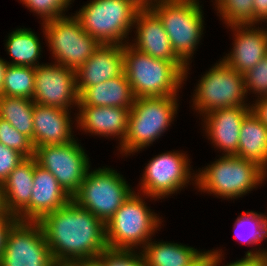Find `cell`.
<instances>
[{"label": "cell", "instance_id": "1", "mask_svg": "<svg viewBox=\"0 0 267 266\" xmlns=\"http://www.w3.org/2000/svg\"><path fill=\"white\" fill-rule=\"evenodd\" d=\"M38 223L54 262L95 258L107 248L105 224L72 199Z\"/></svg>", "mask_w": 267, "mask_h": 266}, {"label": "cell", "instance_id": "2", "mask_svg": "<svg viewBox=\"0 0 267 266\" xmlns=\"http://www.w3.org/2000/svg\"><path fill=\"white\" fill-rule=\"evenodd\" d=\"M123 58L124 73L135 98L178 95L185 73L174 62L153 58L129 43L124 45Z\"/></svg>", "mask_w": 267, "mask_h": 266}, {"label": "cell", "instance_id": "3", "mask_svg": "<svg viewBox=\"0 0 267 266\" xmlns=\"http://www.w3.org/2000/svg\"><path fill=\"white\" fill-rule=\"evenodd\" d=\"M199 170L194 180L199 191L227 200L248 194L267 178V172L257 163L234 155L220 156Z\"/></svg>", "mask_w": 267, "mask_h": 266}, {"label": "cell", "instance_id": "4", "mask_svg": "<svg viewBox=\"0 0 267 266\" xmlns=\"http://www.w3.org/2000/svg\"><path fill=\"white\" fill-rule=\"evenodd\" d=\"M149 8L161 20L172 50L187 66L186 81L190 60L204 34L203 7L199 0H159Z\"/></svg>", "mask_w": 267, "mask_h": 266}, {"label": "cell", "instance_id": "5", "mask_svg": "<svg viewBox=\"0 0 267 266\" xmlns=\"http://www.w3.org/2000/svg\"><path fill=\"white\" fill-rule=\"evenodd\" d=\"M177 96L135 98L129 112L127 134L119 146L128 156L150 146L168 130L179 107ZM128 154V155H127Z\"/></svg>", "mask_w": 267, "mask_h": 266}, {"label": "cell", "instance_id": "6", "mask_svg": "<svg viewBox=\"0 0 267 266\" xmlns=\"http://www.w3.org/2000/svg\"><path fill=\"white\" fill-rule=\"evenodd\" d=\"M141 8L134 0H90L74 18L100 44L125 45Z\"/></svg>", "mask_w": 267, "mask_h": 266}, {"label": "cell", "instance_id": "7", "mask_svg": "<svg viewBox=\"0 0 267 266\" xmlns=\"http://www.w3.org/2000/svg\"><path fill=\"white\" fill-rule=\"evenodd\" d=\"M139 193L141 192L136 194L133 191L106 223L108 248L126 250L144 248L161 226V217L146 206L145 200Z\"/></svg>", "mask_w": 267, "mask_h": 266}, {"label": "cell", "instance_id": "8", "mask_svg": "<svg viewBox=\"0 0 267 266\" xmlns=\"http://www.w3.org/2000/svg\"><path fill=\"white\" fill-rule=\"evenodd\" d=\"M129 185L115 169L103 167L90 171L89 168L72 200L106 225L134 191Z\"/></svg>", "mask_w": 267, "mask_h": 266}, {"label": "cell", "instance_id": "9", "mask_svg": "<svg viewBox=\"0 0 267 266\" xmlns=\"http://www.w3.org/2000/svg\"><path fill=\"white\" fill-rule=\"evenodd\" d=\"M192 109L201 116L227 107H250L246 103L244 74L230 68L223 60L215 63L198 81Z\"/></svg>", "mask_w": 267, "mask_h": 266}, {"label": "cell", "instance_id": "10", "mask_svg": "<svg viewBox=\"0 0 267 266\" xmlns=\"http://www.w3.org/2000/svg\"><path fill=\"white\" fill-rule=\"evenodd\" d=\"M43 34L54 63L77 70L101 45L89 35L74 16H64L42 23Z\"/></svg>", "mask_w": 267, "mask_h": 266}, {"label": "cell", "instance_id": "11", "mask_svg": "<svg viewBox=\"0 0 267 266\" xmlns=\"http://www.w3.org/2000/svg\"><path fill=\"white\" fill-rule=\"evenodd\" d=\"M190 170V159L183 152L173 150L156 155L145 166L139 190L143 197L156 198L155 200L169 197L187 187L190 180L193 184L196 183L193 181L196 174Z\"/></svg>", "mask_w": 267, "mask_h": 266}, {"label": "cell", "instance_id": "12", "mask_svg": "<svg viewBox=\"0 0 267 266\" xmlns=\"http://www.w3.org/2000/svg\"><path fill=\"white\" fill-rule=\"evenodd\" d=\"M33 157L37 165L53 174L71 198L79 191L91 163L77 139L63 145L34 147Z\"/></svg>", "mask_w": 267, "mask_h": 266}, {"label": "cell", "instance_id": "13", "mask_svg": "<svg viewBox=\"0 0 267 266\" xmlns=\"http://www.w3.org/2000/svg\"><path fill=\"white\" fill-rule=\"evenodd\" d=\"M54 263L39 223L17 220L7 233L0 266H53Z\"/></svg>", "mask_w": 267, "mask_h": 266}, {"label": "cell", "instance_id": "14", "mask_svg": "<svg viewBox=\"0 0 267 266\" xmlns=\"http://www.w3.org/2000/svg\"><path fill=\"white\" fill-rule=\"evenodd\" d=\"M33 102L71 110L79 103L75 70L57 63L35 67Z\"/></svg>", "mask_w": 267, "mask_h": 266}, {"label": "cell", "instance_id": "15", "mask_svg": "<svg viewBox=\"0 0 267 266\" xmlns=\"http://www.w3.org/2000/svg\"><path fill=\"white\" fill-rule=\"evenodd\" d=\"M134 43H129L140 52L156 59L174 62L184 73L186 65L172 50L169 37L159 17L149 8H141L136 15Z\"/></svg>", "mask_w": 267, "mask_h": 266}, {"label": "cell", "instance_id": "16", "mask_svg": "<svg viewBox=\"0 0 267 266\" xmlns=\"http://www.w3.org/2000/svg\"><path fill=\"white\" fill-rule=\"evenodd\" d=\"M71 199L50 171L35 164L30 203L16 216L17 220L38 222Z\"/></svg>", "mask_w": 267, "mask_h": 266}, {"label": "cell", "instance_id": "17", "mask_svg": "<svg viewBox=\"0 0 267 266\" xmlns=\"http://www.w3.org/2000/svg\"><path fill=\"white\" fill-rule=\"evenodd\" d=\"M227 27L235 31V40L230 53L222 60L233 70L244 74L267 55V28H257L255 24Z\"/></svg>", "mask_w": 267, "mask_h": 266}, {"label": "cell", "instance_id": "18", "mask_svg": "<svg viewBox=\"0 0 267 266\" xmlns=\"http://www.w3.org/2000/svg\"><path fill=\"white\" fill-rule=\"evenodd\" d=\"M250 111V107L234 106L213 110L203 116V130L211 143L224 152L221 155L237 153L242 121Z\"/></svg>", "mask_w": 267, "mask_h": 266}, {"label": "cell", "instance_id": "19", "mask_svg": "<svg viewBox=\"0 0 267 266\" xmlns=\"http://www.w3.org/2000/svg\"><path fill=\"white\" fill-rule=\"evenodd\" d=\"M124 45L101 44L76 71V86L80 95L87 87L116 78L124 73Z\"/></svg>", "mask_w": 267, "mask_h": 266}, {"label": "cell", "instance_id": "20", "mask_svg": "<svg viewBox=\"0 0 267 266\" xmlns=\"http://www.w3.org/2000/svg\"><path fill=\"white\" fill-rule=\"evenodd\" d=\"M77 109L75 121L78 128L91 135L119 137V145L123 143L127 134L130 109L88 105H77Z\"/></svg>", "mask_w": 267, "mask_h": 266}, {"label": "cell", "instance_id": "21", "mask_svg": "<svg viewBox=\"0 0 267 266\" xmlns=\"http://www.w3.org/2000/svg\"><path fill=\"white\" fill-rule=\"evenodd\" d=\"M69 110L34 103V147L63 145L73 141L72 118Z\"/></svg>", "mask_w": 267, "mask_h": 266}, {"label": "cell", "instance_id": "22", "mask_svg": "<svg viewBox=\"0 0 267 266\" xmlns=\"http://www.w3.org/2000/svg\"><path fill=\"white\" fill-rule=\"evenodd\" d=\"M35 164L36 160L33 156L26 157L10 172L1 185L6 209L15 217L30 203Z\"/></svg>", "mask_w": 267, "mask_h": 266}, {"label": "cell", "instance_id": "23", "mask_svg": "<svg viewBox=\"0 0 267 266\" xmlns=\"http://www.w3.org/2000/svg\"><path fill=\"white\" fill-rule=\"evenodd\" d=\"M134 100L129 80L123 73L116 78L87 87L79 95L78 105L131 109Z\"/></svg>", "mask_w": 267, "mask_h": 266}, {"label": "cell", "instance_id": "24", "mask_svg": "<svg viewBox=\"0 0 267 266\" xmlns=\"http://www.w3.org/2000/svg\"><path fill=\"white\" fill-rule=\"evenodd\" d=\"M257 163L267 172V127L250 111L242 121L234 155Z\"/></svg>", "mask_w": 267, "mask_h": 266}, {"label": "cell", "instance_id": "25", "mask_svg": "<svg viewBox=\"0 0 267 266\" xmlns=\"http://www.w3.org/2000/svg\"><path fill=\"white\" fill-rule=\"evenodd\" d=\"M140 251L146 266H192L206 252L181 243L152 240Z\"/></svg>", "mask_w": 267, "mask_h": 266}, {"label": "cell", "instance_id": "26", "mask_svg": "<svg viewBox=\"0 0 267 266\" xmlns=\"http://www.w3.org/2000/svg\"><path fill=\"white\" fill-rule=\"evenodd\" d=\"M5 47L14 66L37 67L42 52L40 38L28 28H17L7 36Z\"/></svg>", "mask_w": 267, "mask_h": 266}, {"label": "cell", "instance_id": "27", "mask_svg": "<svg viewBox=\"0 0 267 266\" xmlns=\"http://www.w3.org/2000/svg\"><path fill=\"white\" fill-rule=\"evenodd\" d=\"M33 108L32 99L0 95V118L27 136L34 146Z\"/></svg>", "mask_w": 267, "mask_h": 266}, {"label": "cell", "instance_id": "28", "mask_svg": "<svg viewBox=\"0 0 267 266\" xmlns=\"http://www.w3.org/2000/svg\"><path fill=\"white\" fill-rule=\"evenodd\" d=\"M34 83L35 68L8 64L3 82L2 95L24 97L33 100Z\"/></svg>", "mask_w": 267, "mask_h": 266}, {"label": "cell", "instance_id": "29", "mask_svg": "<svg viewBox=\"0 0 267 266\" xmlns=\"http://www.w3.org/2000/svg\"><path fill=\"white\" fill-rule=\"evenodd\" d=\"M215 9L227 26L256 24L254 0H214Z\"/></svg>", "mask_w": 267, "mask_h": 266}, {"label": "cell", "instance_id": "30", "mask_svg": "<svg viewBox=\"0 0 267 266\" xmlns=\"http://www.w3.org/2000/svg\"><path fill=\"white\" fill-rule=\"evenodd\" d=\"M235 238L249 245H258L264 240L263 214L254 211H244L234 223Z\"/></svg>", "mask_w": 267, "mask_h": 266}, {"label": "cell", "instance_id": "31", "mask_svg": "<svg viewBox=\"0 0 267 266\" xmlns=\"http://www.w3.org/2000/svg\"><path fill=\"white\" fill-rule=\"evenodd\" d=\"M25 7L37 14L42 23L65 16L72 0H20ZM74 1V0H73Z\"/></svg>", "mask_w": 267, "mask_h": 266}, {"label": "cell", "instance_id": "32", "mask_svg": "<svg viewBox=\"0 0 267 266\" xmlns=\"http://www.w3.org/2000/svg\"><path fill=\"white\" fill-rule=\"evenodd\" d=\"M0 142L4 146L20 152L25 158L34 155L32 141L2 118H0Z\"/></svg>", "mask_w": 267, "mask_h": 266}, {"label": "cell", "instance_id": "33", "mask_svg": "<svg viewBox=\"0 0 267 266\" xmlns=\"http://www.w3.org/2000/svg\"><path fill=\"white\" fill-rule=\"evenodd\" d=\"M98 257L105 266H146V261L142 252L126 249H104Z\"/></svg>", "mask_w": 267, "mask_h": 266}, {"label": "cell", "instance_id": "34", "mask_svg": "<svg viewBox=\"0 0 267 266\" xmlns=\"http://www.w3.org/2000/svg\"><path fill=\"white\" fill-rule=\"evenodd\" d=\"M246 92L258 95L257 98L267 96V55L252 69L244 73ZM254 92V93H253Z\"/></svg>", "mask_w": 267, "mask_h": 266}, {"label": "cell", "instance_id": "35", "mask_svg": "<svg viewBox=\"0 0 267 266\" xmlns=\"http://www.w3.org/2000/svg\"><path fill=\"white\" fill-rule=\"evenodd\" d=\"M25 157L0 142V184L7 179L10 172L22 161Z\"/></svg>", "mask_w": 267, "mask_h": 266}, {"label": "cell", "instance_id": "36", "mask_svg": "<svg viewBox=\"0 0 267 266\" xmlns=\"http://www.w3.org/2000/svg\"><path fill=\"white\" fill-rule=\"evenodd\" d=\"M212 250H210L209 266H220L223 254L221 250ZM224 266H264V259L262 255H245L244 258L229 264L227 263Z\"/></svg>", "mask_w": 267, "mask_h": 266}, {"label": "cell", "instance_id": "37", "mask_svg": "<svg viewBox=\"0 0 267 266\" xmlns=\"http://www.w3.org/2000/svg\"><path fill=\"white\" fill-rule=\"evenodd\" d=\"M252 113L267 127V96L259 97L250 105Z\"/></svg>", "mask_w": 267, "mask_h": 266}, {"label": "cell", "instance_id": "38", "mask_svg": "<svg viewBox=\"0 0 267 266\" xmlns=\"http://www.w3.org/2000/svg\"><path fill=\"white\" fill-rule=\"evenodd\" d=\"M17 221L15 216L0 217V258L5 247L6 236L11 226Z\"/></svg>", "mask_w": 267, "mask_h": 266}, {"label": "cell", "instance_id": "39", "mask_svg": "<svg viewBox=\"0 0 267 266\" xmlns=\"http://www.w3.org/2000/svg\"><path fill=\"white\" fill-rule=\"evenodd\" d=\"M253 6L255 18L262 24V21L267 17V0H254Z\"/></svg>", "mask_w": 267, "mask_h": 266}, {"label": "cell", "instance_id": "40", "mask_svg": "<svg viewBox=\"0 0 267 266\" xmlns=\"http://www.w3.org/2000/svg\"><path fill=\"white\" fill-rule=\"evenodd\" d=\"M73 266H105L99 257L78 259L70 262Z\"/></svg>", "mask_w": 267, "mask_h": 266}, {"label": "cell", "instance_id": "41", "mask_svg": "<svg viewBox=\"0 0 267 266\" xmlns=\"http://www.w3.org/2000/svg\"><path fill=\"white\" fill-rule=\"evenodd\" d=\"M7 67H8L7 60L5 61L0 57V95H2L3 82Z\"/></svg>", "mask_w": 267, "mask_h": 266}, {"label": "cell", "instance_id": "42", "mask_svg": "<svg viewBox=\"0 0 267 266\" xmlns=\"http://www.w3.org/2000/svg\"><path fill=\"white\" fill-rule=\"evenodd\" d=\"M3 216H13V215L9 214L6 209L4 194L2 191V186L0 184V217H3Z\"/></svg>", "mask_w": 267, "mask_h": 266}, {"label": "cell", "instance_id": "43", "mask_svg": "<svg viewBox=\"0 0 267 266\" xmlns=\"http://www.w3.org/2000/svg\"><path fill=\"white\" fill-rule=\"evenodd\" d=\"M210 251H206L192 266H209Z\"/></svg>", "mask_w": 267, "mask_h": 266}, {"label": "cell", "instance_id": "44", "mask_svg": "<svg viewBox=\"0 0 267 266\" xmlns=\"http://www.w3.org/2000/svg\"><path fill=\"white\" fill-rule=\"evenodd\" d=\"M245 255H262L263 259H264V266H267V249L263 248H259V250H249L245 253Z\"/></svg>", "mask_w": 267, "mask_h": 266}, {"label": "cell", "instance_id": "45", "mask_svg": "<svg viewBox=\"0 0 267 266\" xmlns=\"http://www.w3.org/2000/svg\"><path fill=\"white\" fill-rule=\"evenodd\" d=\"M139 6L142 8L150 7L155 2H158L159 0H134Z\"/></svg>", "mask_w": 267, "mask_h": 266}, {"label": "cell", "instance_id": "46", "mask_svg": "<svg viewBox=\"0 0 267 266\" xmlns=\"http://www.w3.org/2000/svg\"><path fill=\"white\" fill-rule=\"evenodd\" d=\"M264 240L267 239V215L263 214Z\"/></svg>", "mask_w": 267, "mask_h": 266}, {"label": "cell", "instance_id": "47", "mask_svg": "<svg viewBox=\"0 0 267 266\" xmlns=\"http://www.w3.org/2000/svg\"><path fill=\"white\" fill-rule=\"evenodd\" d=\"M53 266H73L70 262H55Z\"/></svg>", "mask_w": 267, "mask_h": 266}, {"label": "cell", "instance_id": "48", "mask_svg": "<svg viewBox=\"0 0 267 266\" xmlns=\"http://www.w3.org/2000/svg\"><path fill=\"white\" fill-rule=\"evenodd\" d=\"M266 21V22H265ZM262 22H265V23H267V17L262 21Z\"/></svg>", "mask_w": 267, "mask_h": 266}]
</instances>
